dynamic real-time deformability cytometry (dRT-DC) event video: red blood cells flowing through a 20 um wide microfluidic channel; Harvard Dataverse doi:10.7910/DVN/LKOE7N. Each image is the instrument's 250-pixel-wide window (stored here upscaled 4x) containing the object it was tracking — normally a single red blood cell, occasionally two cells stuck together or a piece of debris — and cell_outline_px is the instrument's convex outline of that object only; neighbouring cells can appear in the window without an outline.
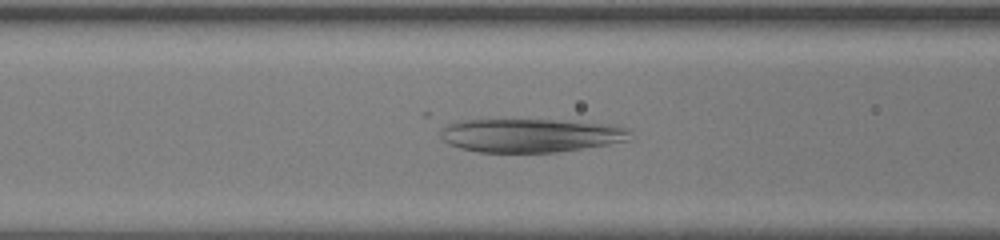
{"species": "human", "species_latin": "Homo sapiens", "temperature_condition": "room temperature", "stored_images_in_passage": 53, "camera_frame_rate_fps": 3000, "um_per_image_px": 0.085, "donor": {"sex": "female"}, "frame": {"image": 1, "passage_image": 21, "time_ms": 6.667, "image_size_px": [1000, 240], "cell_outline_px": [[632, 140], [584, 148], [556, 152], [480, 152], [460, 148], [448, 144], [440, 136], [440, 128], [444, 124], [456, 120], [552, 120], [616, 124], [632, 128]], "centroid_in_image_um": [45.15, 11.5], "position_along_channel_um": 121.5, "area_um2": 37.74}}
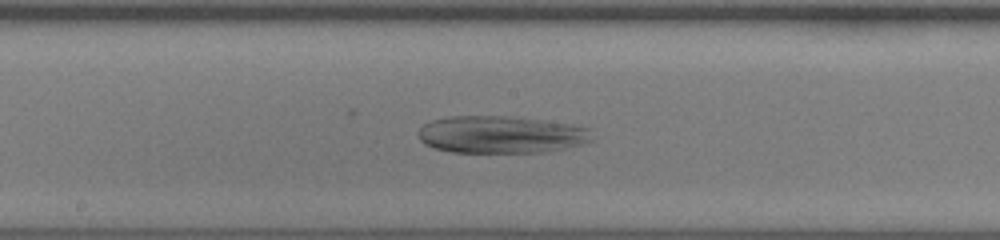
{"frame": {"image": 2, "passage_image": 28, "time_ms": 9.0, "image_size_px": [1000, 240], "cell_outline_px": [[592, 140], [580, 144], [548, 152], [452, 152], [436, 148], [424, 144], [420, 140], [416, 132], [424, 124], [432, 120], [448, 116], [508, 116], [540, 120], [568, 124], [592, 128]], "centroid_in_image_um": [42.57, 11.44], "position_along_channel_um": 205.6, "area_um2": 37.8}}
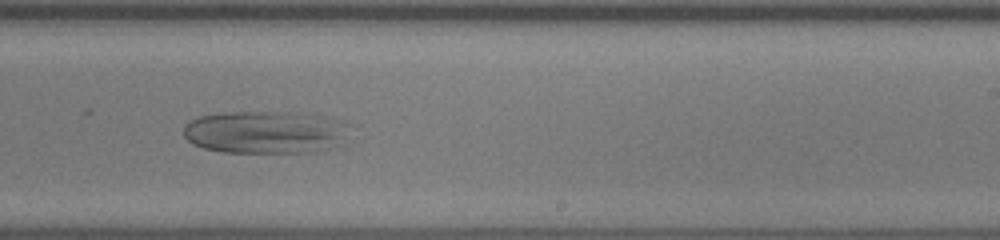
{"frame": {"image": 3, "passage_image": 33, "time_ms": 10.667, "image_size_px": [1000, 240], "cell_outline_px": [[352, 124], [348, 144], [340, 148], [316, 152], [220, 152], [204, 148], [192, 144], [184, 136], [184, 124], [188, 120], [200, 116], [224, 112], [304, 112], [332, 116], [344, 120]], "centroid_in_image_um": [22.77, 11.23], "position_along_channel_um": 266.2, "area_um2": 43.23}}